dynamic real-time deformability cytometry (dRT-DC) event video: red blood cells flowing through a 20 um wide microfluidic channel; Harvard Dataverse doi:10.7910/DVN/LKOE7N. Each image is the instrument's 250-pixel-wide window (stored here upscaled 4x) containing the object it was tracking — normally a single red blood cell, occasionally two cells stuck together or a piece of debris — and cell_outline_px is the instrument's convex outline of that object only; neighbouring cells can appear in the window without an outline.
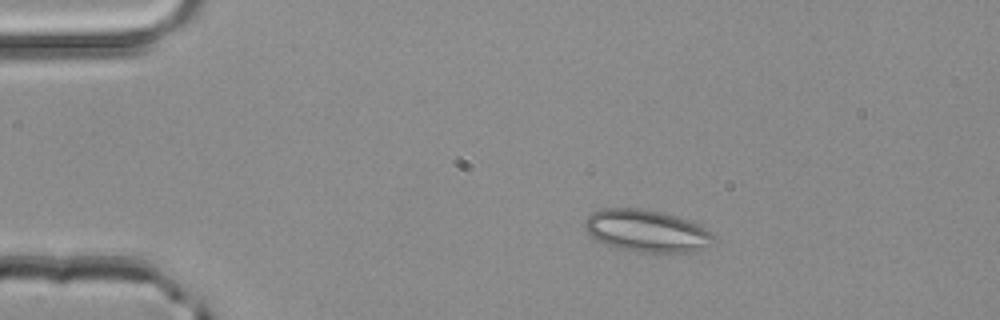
{"species": "common noctule bat (a hibernating species)", "species_latin": "Nyctalus noctula", "temperature_condition": "room temperature", "stored_images_in_passage": 2, "camera_frame_rate_fps": 3000, "um_per_image_px": 0.085, "animal": {"sex": "male", "body_mass_g": 20.4}, "frame": {"image": 1, "passage_image": 1, "time_ms": 0.0, "image_size_px": [1000, 320], "cell_outline_px": [[716, 240], [708, 248], [692, 252], [640, 252], [616, 248], [604, 244], [596, 240], [584, 228], [584, 220], [592, 212], [604, 208], [640, 208], [660, 212], [676, 216], [696, 224], [712, 232], [716, 236]], "centroid_in_image_um": [54.98, 19.64], "position_along_channel_um": 30.0, "area_um2": 31.85}}